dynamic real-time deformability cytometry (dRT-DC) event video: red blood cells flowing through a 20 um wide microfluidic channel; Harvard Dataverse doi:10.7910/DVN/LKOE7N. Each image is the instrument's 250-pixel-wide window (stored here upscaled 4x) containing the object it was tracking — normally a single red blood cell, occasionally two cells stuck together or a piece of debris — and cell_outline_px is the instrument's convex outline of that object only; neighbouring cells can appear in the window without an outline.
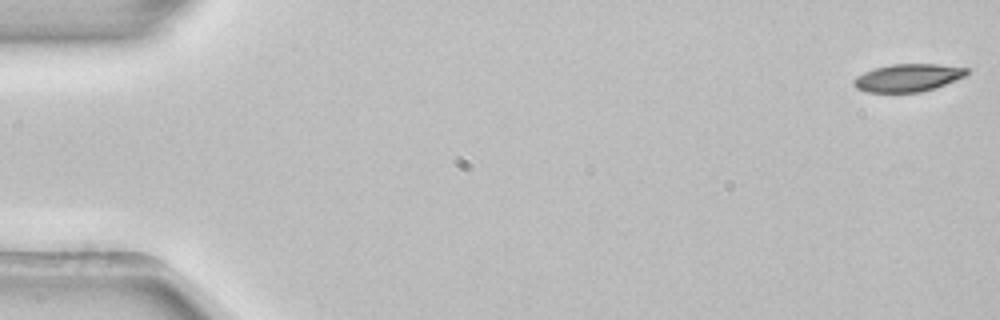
{"species": "common noctule bat (a hibernating species)", "species_latin": "Nyctalus noctula", "temperature_condition": "room temperature", "stored_images_in_passage": 5, "camera_frame_rate_fps": 3000, "um_per_image_px": 0.085, "animal": {"sex": "female", "body_mass_g": 22.7, "forearm_length_mm": 54.2}, "frame": {"image": 1, "passage_image": 1, "time_ms": 0.0, "image_size_px": [1000, 320], "cell_outline_px": [[968, 72], [964, 76], [936, 88], [920, 92], [868, 92], [856, 88], [852, 84], [852, 80], [856, 76], [864, 72], [876, 68], [892, 64], [936, 64], [968, 68]], "centroid_in_image_um": [77.14, 6.61], "position_along_channel_um": 7.9, "area_um2": 18.15}}
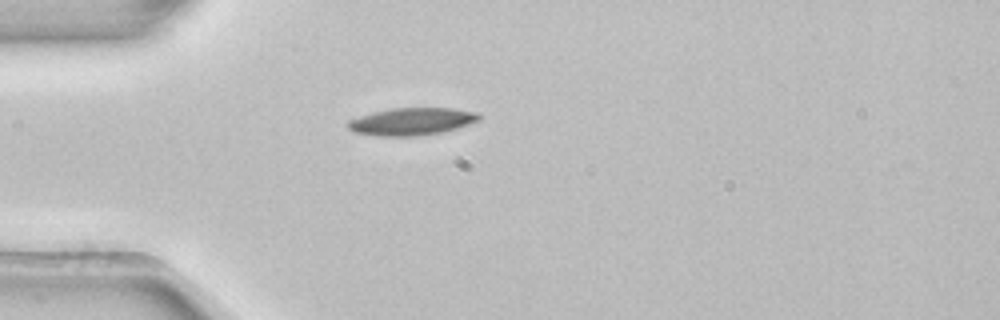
{"frame": {"image": 2, "passage_image": 5, "time_ms": 1.333, "image_size_px": [1000, 320], "cell_outline_px": [[480, 120], [456, 128], [440, 132], [420, 136], [376, 136], [352, 132], [344, 124], [348, 120], [372, 112], [392, 108], [452, 108], [480, 112]], "centroid_in_image_um": [34.96, 10.32], "position_along_channel_um": 50.0, "area_um2": 21.15}}